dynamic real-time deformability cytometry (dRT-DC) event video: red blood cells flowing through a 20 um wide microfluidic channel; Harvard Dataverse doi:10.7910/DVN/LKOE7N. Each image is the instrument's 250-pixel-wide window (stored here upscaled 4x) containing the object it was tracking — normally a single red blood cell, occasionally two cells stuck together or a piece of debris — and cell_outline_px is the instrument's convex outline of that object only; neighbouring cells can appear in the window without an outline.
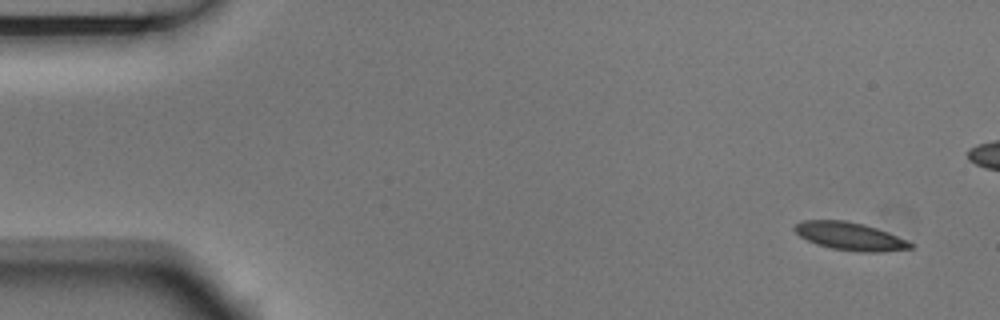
{"species": "Egyptian fruit bat (a non-hibernating species)", "species_latin": "Rousettus aegyptiacus", "temperature_condition": "room temperature", "stored_images_in_passage": 6, "camera_frame_rate_fps": 3000, "um_per_image_px": 0.085, "animal": {"sex": "male"}, "frame": {"image": 1, "passage_image": 1, "time_ms": 0.0, "image_size_px": [1000, 320], "cell_outline_px": [[916, 244], [912, 248], [880, 252], [860, 252], [832, 248], [816, 244], [800, 236], [792, 228], [800, 220], [844, 220], [864, 224], [888, 232], [908, 240]], "centroid_in_image_um": [72.27, 20.08], "position_along_channel_um": 12.7, "area_um2": 18.9}}